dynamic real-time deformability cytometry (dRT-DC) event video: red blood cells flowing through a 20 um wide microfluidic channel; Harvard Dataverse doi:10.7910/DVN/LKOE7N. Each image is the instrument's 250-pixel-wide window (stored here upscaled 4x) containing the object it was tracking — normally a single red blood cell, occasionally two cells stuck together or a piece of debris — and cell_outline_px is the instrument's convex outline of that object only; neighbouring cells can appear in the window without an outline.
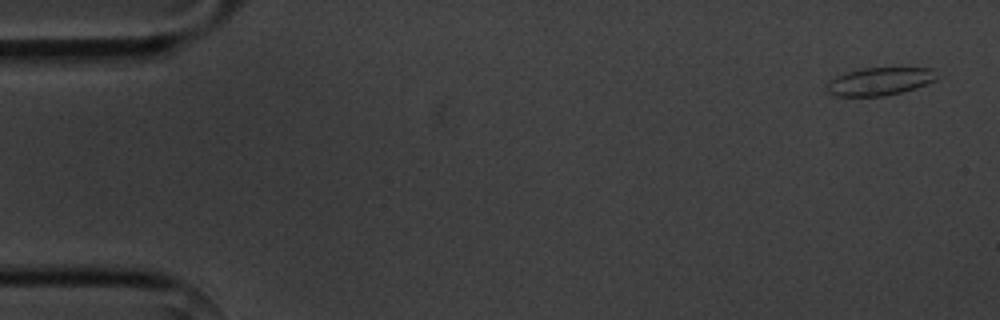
{"species": "common noctule bat (a hibernating species)", "species_latin": "Nyctalus noctula", "temperature_condition": "cold", "stored_images_in_passage": 4, "camera_frame_rate_fps": 3000, "um_per_image_px": 0.085, "animal": {"sex": "male", "body_mass_g": 20.1, "forearm_length_mm": 53.5}, "frame": {"image": 1, "passage_image": 1, "time_ms": 0.0, "image_size_px": [1000, 320], "cell_outline_px": [[936, 80], [916, 88], [884, 96], [836, 96], [828, 92], [828, 80], [836, 76], [860, 68], [932, 68]], "centroid_in_image_um": [74.74, 6.92], "position_along_channel_um": 10.3, "area_um2": 17.63}}